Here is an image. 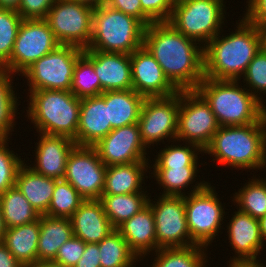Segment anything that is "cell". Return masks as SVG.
<instances>
[{
  "instance_id": "obj_1",
  "label": "cell",
  "mask_w": 266,
  "mask_h": 267,
  "mask_svg": "<svg viewBox=\"0 0 266 267\" xmlns=\"http://www.w3.org/2000/svg\"><path fill=\"white\" fill-rule=\"evenodd\" d=\"M143 45L179 91L195 90L204 79L203 47L169 22H153L145 27Z\"/></svg>"
},
{
  "instance_id": "obj_2",
  "label": "cell",
  "mask_w": 266,
  "mask_h": 267,
  "mask_svg": "<svg viewBox=\"0 0 266 267\" xmlns=\"http://www.w3.org/2000/svg\"><path fill=\"white\" fill-rule=\"evenodd\" d=\"M237 26L235 33L222 37L219 33L203 47L204 77L240 81L263 47L260 27L244 18Z\"/></svg>"
},
{
  "instance_id": "obj_3",
  "label": "cell",
  "mask_w": 266,
  "mask_h": 267,
  "mask_svg": "<svg viewBox=\"0 0 266 267\" xmlns=\"http://www.w3.org/2000/svg\"><path fill=\"white\" fill-rule=\"evenodd\" d=\"M204 153L218 164L238 169L266 167V114L249 125L219 127Z\"/></svg>"
},
{
  "instance_id": "obj_4",
  "label": "cell",
  "mask_w": 266,
  "mask_h": 267,
  "mask_svg": "<svg viewBox=\"0 0 266 267\" xmlns=\"http://www.w3.org/2000/svg\"><path fill=\"white\" fill-rule=\"evenodd\" d=\"M238 81L206 78L195 89L209 104L220 127L249 125L266 114V106Z\"/></svg>"
},
{
  "instance_id": "obj_5",
  "label": "cell",
  "mask_w": 266,
  "mask_h": 267,
  "mask_svg": "<svg viewBox=\"0 0 266 267\" xmlns=\"http://www.w3.org/2000/svg\"><path fill=\"white\" fill-rule=\"evenodd\" d=\"M28 118L36 131L75 139L79 125L81 99L71 91L38 90L29 92Z\"/></svg>"
},
{
  "instance_id": "obj_6",
  "label": "cell",
  "mask_w": 266,
  "mask_h": 267,
  "mask_svg": "<svg viewBox=\"0 0 266 267\" xmlns=\"http://www.w3.org/2000/svg\"><path fill=\"white\" fill-rule=\"evenodd\" d=\"M144 31L138 19L102 4L94 8L92 37L85 50L130 55L143 46Z\"/></svg>"
},
{
  "instance_id": "obj_7",
  "label": "cell",
  "mask_w": 266,
  "mask_h": 267,
  "mask_svg": "<svg viewBox=\"0 0 266 267\" xmlns=\"http://www.w3.org/2000/svg\"><path fill=\"white\" fill-rule=\"evenodd\" d=\"M224 0H180L174 3L168 21L177 31L204 47L224 24ZM225 12V13H224ZM204 43V44H203Z\"/></svg>"
},
{
  "instance_id": "obj_8",
  "label": "cell",
  "mask_w": 266,
  "mask_h": 267,
  "mask_svg": "<svg viewBox=\"0 0 266 267\" xmlns=\"http://www.w3.org/2000/svg\"><path fill=\"white\" fill-rule=\"evenodd\" d=\"M192 189L184 196L188 230L195 245L207 248L222 227L225 211L210 183L202 181Z\"/></svg>"
},
{
  "instance_id": "obj_9",
  "label": "cell",
  "mask_w": 266,
  "mask_h": 267,
  "mask_svg": "<svg viewBox=\"0 0 266 267\" xmlns=\"http://www.w3.org/2000/svg\"><path fill=\"white\" fill-rule=\"evenodd\" d=\"M83 51L84 49L77 46L60 44L35 61L22 73V77L28 79L27 85L30 88L28 91L48 89L70 91L74 67Z\"/></svg>"
},
{
  "instance_id": "obj_10",
  "label": "cell",
  "mask_w": 266,
  "mask_h": 267,
  "mask_svg": "<svg viewBox=\"0 0 266 267\" xmlns=\"http://www.w3.org/2000/svg\"><path fill=\"white\" fill-rule=\"evenodd\" d=\"M219 127L209 104L196 90H180L177 141L194 143L204 150Z\"/></svg>"
},
{
  "instance_id": "obj_11",
  "label": "cell",
  "mask_w": 266,
  "mask_h": 267,
  "mask_svg": "<svg viewBox=\"0 0 266 267\" xmlns=\"http://www.w3.org/2000/svg\"><path fill=\"white\" fill-rule=\"evenodd\" d=\"M60 43L45 19H23L9 61L2 67L22 74L35 61L47 55Z\"/></svg>"
},
{
  "instance_id": "obj_12",
  "label": "cell",
  "mask_w": 266,
  "mask_h": 267,
  "mask_svg": "<svg viewBox=\"0 0 266 267\" xmlns=\"http://www.w3.org/2000/svg\"><path fill=\"white\" fill-rule=\"evenodd\" d=\"M94 8L69 0H57L45 20L62 45L88 48L92 37Z\"/></svg>"
},
{
  "instance_id": "obj_13",
  "label": "cell",
  "mask_w": 266,
  "mask_h": 267,
  "mask_svg": "<svg viewBox=\"0 0 266 267\" xmlns=\"http://www.w3.org/2000/svg\"><path fill=\"white\" fill-rule=\"evenodd\" d=\"M148 200L153 210L157 250L195 245L190 237L185 215L184 196H163ZM155 203V204H154Z\"/></svg>"
},
{
  "instance_id": "obj_14",
  "label": "cell",
  "mask_w": 266,
  "mask_h": 267,
  "mask_svg": "<svg viewBox=\"0 0 266 267\" xmlns=\"http://www.w3.org/2000/svg\"><path fill=\"white\" fill-rule=\"evenodd\" d=\"M179 106L180 91L168 97L145 98L138 124L146 147L168 138L176 142Z\"/></svg>"
},
{
  "instance_id": "obj_15",
  "label": "cell",
  "mask_w": 266,
  "mask_h": 267,
  "mask_svg": "<svg viewBox=\"0 0 266 267\" xmlns=\"http://www.w3.org/2000/svg\"><path fill=\"white\" fill-rule=\"evenodd\" d=\"M106 165L91 146H75L66 163L68 181L84 200L100 199L104 190Z\"/></svg>"
},
{
  "instance_id": "obj_16",
  "label": "cell",
  "mask_w": 266,
  "mask_h": 267,
  "mask_svg": "<svg viewBox=\"0 0 266 267\" xmlns=\"http://www.w3.org/2000/svg\"><path fill=\"white\" fill-rule=\"evenodd\" d=\"M93 147L106 166L149 160L138 123L113 129Z\"/></svg>"
},
{
  "instance_id": "obj_17",
  "label": "cell",
  "mask_w": 266,
  "mask_h": 267,
  "mask_svg": "<svg viewBox=\"0 0 266 267\" xmlns=\"http://www.w3.org/2000/svg\"><path fill=\"white\" fill-rule=\"evenodd\" d=\"M132 89L145 98L168 97L179 90L165 76L161 66L143 45L130 54Z\"/></svg>"
},
{
  "instance_id": "obj_18",
  "label": "cell",
  "mask_w": 266,
  "mask_h": 267,
  "mask_svg": "<svg viewBox=\"0 0 266 267\" xmlns=\"http://www.w3.org/2000/svg\"><path fill=\"white\" fill-rule=\"evenodd\" d=\"M40 140L35 151V164L30 168L38 174L55 180L66 176V163L69 153L76 146L73 139L67 136L39 133Z\"/></svg>"
},
{
  "instance_id": "obj_19",
  "label": "cell",
  "mask_w": 266,
  "mask_h": 267,
  "mask_svg": "<svg viewBox=\"0 0 266 267\" xmlns=\"http://www.w3.org/2000/svg\"><path fill=\"white\" fill-rule=\"evenodd\" d=\"M234 213L227 225V233L230 246L237 256L230 261H258L257 256L265 246L260 233L259 219L240 210Z\"/></svg>"
},
{
  "instance_id": "obj_20",
  "label": "cell",
  "mask_w": 266,
  "mask_h": 267,
  "mask_svg": "<svg viewBox=\"0 0 266 267\" xmlns=\"http://www.w3.org/2000/svg\"><path fill=\"white\" fill-rule=\"evenodd\" d=\"M93 57L100 80V95L107 91L132 89L131 58L128 54L86 50Z\"/></svg>"
},
{
  "instance_id": "obj_21",
  "label": "cell",
  "mask_w": 266,
  "mask_h": 267,
  "mask_svg": "<svg viewBox=\"0 0 266 267\" xmlns=\"http://www.w3.org/2000/svg\"><path fill=\"white\" fill-rule=\"evenodd\" d=\"M112 130L105 100L100 95L81 98L76 145L93 147Z\"/></svg>"
},
{
  "instance_id": "obj_22",
  "label": "cell",
  "mask_w": 266,
  "mask_h": 267,
  "mask_svg": "<svg viewBox=\"0 0 266 267\" xmlns=\"http://www.w3.org/2000/svg\"><path fill=\"white\" fill-rule=\"evenodd\" d=\"M73 235L85 243H99L115 228L111 225L99 199L84 200L70 217Z\"/></svg>"
},
{
  "instance_id": "obj_23",
  "label": "cell",
  "mask_w": 266,
  "mask_h": 267,
  "mask_svg": "<svg viewBox=\"0 0 266 267\" xmlns=\"http://www.w3.org/2000/svg\"><path fill=\"white\" fill-rule=\"evenodd\" d=\"M116 230L124 237L131 251L139 259L143 255L144 257L148 255L150 251H157L153 210L149 204L124 221Z\"/></svg>"
},
{
  "instance_id": "obj_24",
  "label": "cell",
  "mask_w": 266,
  "mask_h": 267,
  "mask_svg": "<svg viewBox=\"0 0 266 267\" xmlns=\"http://www.w3.org/2000/svg\"><path fill=\"white\" fill-rule=\"evenodd\" d=\"M56 180L33 171L23 164L17 173L15 186L39 215H45L52 200Z\"/></svg>"
},
{
  "instance_id": "obj_25",
  "label": "cell",
  "mask_w": 266,
  "mask_h": 267,
  "mask_svg": "<svg viewBox=\"0 0 266 267\" xmlns=\"http://www.w3.org/2000/svg\"><path fill=\"white\" fill-rule=\"evenodd\" d=\"M100 96L108 104V123L112 129L138 123L145 97L134 89L107 91Z\"/></svg>"
},
{
  "instance_id": "obj_26",
  "label": "cell",
  "mask_w": 266,
  "mask_h": 267,
  "mask_svg": "<svg viewBox=\"0 0 266 267\" xmlns=\"http://www.w3.org/2000/svg\"><path fill=\"white\" fill-rule=\"evenodd\" d=\"M39 233L38 218L31 223L6 229L2 242L24 267H34L38 264Z\"/></svg>"
},
{
  "instance_id": "obj_27",
  "label": "cell",
  "mask_w": 266,
  "mask_h": 267,
  "mask_svg": "<svg viewBox=\"0 0 266 267\" xmlns=\"http://www.w3.org/2000/svg\"><path fill=\"white\" fill-rule=\"evenodd\" d=\"M149 162H133L129 164L106 167L105 184L102 195H120L144 192L141 189ZM145 173V174H144Z\"/></svg>"
},
{
  "instance_id": "obj_28",
  "label": "cell",
  "mask_w": 266,
  "mask_h": 267,
  "mask_svg": "<svg viewBox=\"0 0 266 267\" xmlns=\"http://www.w3.org/2000/svg\"><path fill=\"white\" fill-rule=\"evenodd\" d=\"M40 233L38 239V263L53 261L59 248L73 236L70 218L40 215Z\"/></svg>"
},
{
  "instance_id": "obj_29",
  "label": "cell",
  "mask_w": 266,
  "mask_h": 267,
  "mask_svg": "<svg viewBox=\"0 0 266 267\" xmlns=\"http://www.w3.org/2000/svg\"><path fill=\"white\" fill-rule=\"evenodd\" d=\"M146 192L101 196L104 212L115 229L148 204Z\"/></svg>"
},
{
  "instance_id": "obj_30",
  "label": "cell",
  "mask_w": 266,
  "mask_h": 267,
  "mask_svg": "<svg viewBox=\"0 0 266 267\" xmlns=\"http://www.w3.org/2000/svg\"><path fill=\"white\" fill-rule=\"evenodd\" d=\"M0 205L6 229L31 223L40 216L16 186L0 195Z\"/></svg>"
},
{
  "instance_id": "obj_31",
  "label": "cell",
  "mask_w": 266,
  "mask_h": 267,
  "mask_svg": "<svg viewBox=\"0 0 266 267\" xmlns=\"http://www.w3.org/2000/svg\"><path fill=\"white\" fill-rule=\"evenodd\" d=\"M101 267H134L138 257L115 229L98 243Z\"/></svg>"
},
{
  "instance_id": "obj_32",
  "label": "cell",
  "mask_w": 266,
  "mask_h": 267,
  "mask_svg": "<svg viewBox=\"0 0 266 267\" xmlns=\"http://www.w3.org/2000/svg\"><path fill=\"white\" fill-rule=\"evenodd\" d=\"M204 248L199 245L160 248L156 251L152 267H206Z\"/></svg>"
},
{
  "instance_id": "obj_33",
  "label": "cell",
  "mask_w": 266,
  "mask_h": 267,
  "mask_svg": "<svg viewBox=\"0 0 266 267\" xmlns=\"http://www.w3.org/2000/svg\"><path fill=\"white\" fill-rule=\"evenodd\" d=\"M70 91L80 99L100 95V80L94 70L93 57L85 49L76 61Z\"/></svg>"
},
{
  "instance_id": "obj_34",
  "label": "cell",
  "mask_w": 266,
  "mask_h": 267,
  "mask_svg": "<svg viewBox=\"0 0 266 267\" xmlns=\"http://www.w3.org/2000/svg\"><path fill=\"white\" fill-rule=\"evenodd\" d=\"M244 184L245 186L234 194L236 202L241 212L260 219L266 215V179H256L255 177Z\"/></svg>"
},
{
  "instance_id": "obj_35",
  "label": "cell",
  "mask_w": 266,
  "mask_h": 267,
  "mask_svg": "<svg viewBox=\"0 0 266 267\" xmlns=\"http://www.w3.org/2000/svg\"><path fill=\"white\" fill-rule=\"evenodd\" d=\"M198 167L170 166V169H154L152 173L157 183L164 188L163 196H185L182 190L195 181Z\"/></svg>"
},
{
  "instance_id": "obj_36",
  "label": "cell",
  "mask_w": 266,
  "mask_h": 267,
  "mask_svg": "<svg viewBox=\"0 0 266 267\" xmlns=\"http://www.w3.org/2000/svg\"><path fill=\"white\" fill-rule=\"evenodd\" d=\"M12 73L0 68V138H8L12 135L14 118L19 102L12 86ZM12 128V129H11Z\"/></svg>"
},
{
  "instance_id": "obj_37",
  "label": "cell",
  "mask_w": 266,
  "mask_h": 267,
  "mask_svg": "<svg viewBox=\"0 0 266 267\" xmlns=\"http://www.w3.org/2000/svg\"><path fill=\"white\" fill-rule=\"evenodd\" d=\"M83 201L84 198L68 181L56 180L52 200L45 215L70 218Z\"/></svg>"
},
{
  "instance_id": "obj_38",
  "label": "cell",
  "mask_w": 266,
  "mask_h": 267,
  "mask_svg": "<svg viewBox=\"0 0 266 267\" xmlns=\"http://www.w3.org/2000/svg\"><path fill=\"white\" fill-rule=\"evenodd\" d=\"M181 146L182 145L165 146V148L158 153V157L155 159V163L151 168L170 169V166H197V155L200 154L198 152H204V150L194 143L186 142V145Z\"/></svg>"
},
{
  "instance_id": "obj_39",
  "label": "cell",
  "mask_w": 266,
  "mask_h": 267,
  "mask_svg": "<svg viewBox=\"0 0 266 267\" xmlns=\"http://www.w3.org/2000/svg\"><path fill=\"white\" fill-rule=\"evenodd\" d=\"M23 18L16 10L0 8V68L10 59Z\"/></svg>"
},
{
  "instance_id": "obj_40",
  "label": "cell",
  "mask_w": 266,
  "mask_h": 267,
  "mask_svg": "<svg viewBox=\"0 0 266 267\" xmlns=\"http://www.w3.org/2000/svg\"><path fill=\"white\" fill-rule=\"evenodd\" d=\"M8 139L0 138V195L15 186L18 170L25 163L7 148Z\"/></svg>"
},
{
  "instance_id": "obj_41",
  "label": "cell",
  "mask_w": 266,
  "mask_h": 267,
  "mask_svg": "<svg viewBox=\"0 0 266 267\" xmlns=\"http://www.w3.org/2000/svg\"><path fill=\"white\" fill-rule=\"evenodd\" d=\"M243 80L247 84L244 86L249 87L247 90L249 92L251 91L250 93L263 104L262 97L260 99L258 96L259 92L266 93V50L263 47L248 64L247 70L243 75Z\"/></svg>"
},
{
  "instance_id": "obj_42",
  "label": "cell",
  "mask_w": 266,
  "mask_h": 267,
  "mask_svg": "<svg viewBox=\"0 0 266 267\" xmlns=\"http://www.w3.org/2000/svg\"><path fill=\"white\" fill-rule=\"evenodd\" d=\"M84 249L85 242L82 239L73 235L59 248L58 253L53 262H56L66 267H74L79 261V259L82 257Z\"/></svg>"
},
{
  "instance_id": "obj_43",
  "label": "cell",
  "mask_w": 266,
  "mask_h": 267,
  "mask_svg": "<svg viewBox=\"0 0 266 267\" xmlns=\"http://www.w3.org/2000/svg\"><path fill=\"white\" fill-rule=\"evenodd\" d=\"M57 0H20L17 12L23 19H45Z\"/></svg>"
},
{
  "instance_id": "obj_44",
  "label": "cell",
  "mask_w": 266,
  "mask_h": 267,
  "mask_svg": "<svg viewBox=\"0 0 266 267\" xmlns=\"http://www.w3.org/2000/svg\"><path fill=\"white\" fill-rule=\"evenodd\" d=\"M105 5L138 19L145 27L154 22L142 10L140 0H106Z\"/></svg>"
},
{
  "instance_id": "obj_45",
  "label": "cell",
  "mask_w": 266,
  "mask_h": 267,
  "mask_svg": "<svg viewBox=\"0 0 266 267\" xmlns=\"http://www.w3.org/2000/svg\"><path fill=\"white\" fill-rule=\"evenodd\" d=\"M142 10L154 22H168L172 15L174 3L171 0H140Z\"/></svg>"
},
{
  "instance_id": "obj_46",
  "label": "cell",
  "mask_w": 266,
  "mask_h": 267,
  "mask_svg": "<svg viewBox=\"0 0 266 267\" xmlns=\"http://www.w3.org/2000/svg\"><path fill=\"white\" fill-rule=\"evenodd\" d=\"M244 19L260 27L266 24V0H248Z\"/></svg>"
},
{
  "instance_id": "obj_47",
  "label": "cell",
  "mask_w": 266,
  "mask_h": 267,
  "mask_svg": "<svg viewBox=\"0 0 266 267\" xmlns=\"http://www.w3.org/2000/svg\"><path fill=\"white\" fill-rule=\"evenodd\" d=\"M99 254L97 243H85L82 257L74 267H101Z\"/></svg>"
},
{
  "instance_id": "obj_48",
  "label": "cell",
  "mask_w": 266,
  "mask_h": 267,
  "mask_svg": "<svg viewBox=\"0 0 266 267\" xmlns=\"http://www.w3.org/2000/svg\"><path fill=\"white\" fill-rule=\"evenodd\" d=\"M0 267H24L3 242H0Z\"/></svg>"
},
{
  "instance_id": "obj_49",
  "label": "cell",
  "mask_w": 266,
  "mask_h": 267,
  "mask_svg": "<svg viewBox=\"0 0 266 267\" xmlns=\"http://www.w3.org/2000/svg\"><path fill=\"white\" fill-rule=\"evenodd\" d=\"M229 267H266L263 263L260 264L259 261H244V262H237V261H230Z\"/></svg>"
},
{
  "instance_id": "obj_50",
  "label": "cell",
  "mask_w": 266,
  "mask_h": 267,
  "mask_svg": "<svg viewBox=\"0 0 266 267\" xmlns=\"http://www.w3.org/2000/svg\"><path fill=\"white\" fill-rule=\"evenodd\" d=\"M20 0H0V8L18 10Z\"/></svg>"
},
{
  "instance_id": "obj_51",
  "label": "cell",
  "mask_w": 266,
  "mask_h": 267,
  "mask_svg": "<svg viewBox=\"0 0 266 267\" xmlns=\"http://www.w3.org/2000/svg\"><path fill=\"white\" fill-rule=\"evenodd\" d=\"M73 2H78L87 6H90L92 8L99 7L102 4H105L106 0H69Z\"/></svg>"
},
{
  "instance_id": "obj_52",
  "label": "cell",
  "mask_w": 266,
  "mask_h": 267,
  "mask_svg": "<svg viewBox=\"0 0 266 267\" xmlns=\"http://www.w3.org/2000/svg\"><path fill=\"white\" fill-rule=\"evenodd\" d=\"M259 226H260V233H261L263 242L264 241L266 242V215H264L263 217L259 219Z\"/></svg>"
},
{
  "instance_id": "obj_53",
  "label": "cell",
  "mask_w": 266,
  "mask_h": 267,
  "mask_svg": "<svg viewBox=\"0 0 266 267\" xmlns=\"http://www.w3.org/2000/svg\"><path fill=\"white\" fill-rule=\"evenodd\" d=\"M34 267H66V266H63L53 261H44V262L38 263Z\"/></svg>"
},
{
  "instance_id": "obj_54",
  "label": "cell",
  "mask_w": 266,
  "mask_h": 267,
  "mask_svg": "<svg viewBox=\"0 0 266 267\" xmlns=\"http://www.w3.org/2000/svg\"><path fill=\"white\" fill-rule=\"evenodd\" d=\"M5 232H6V227L4 224L3 217H2L1 205H0V242L3 241Z\"/></svg>"
},
{
  "instance_id": "obj_55",
  "label": "cell",
  "mask_w": 266,
  "mask_h": 267,
  "mask_svg": "<svg viewBox=\"0 0 266 267\" xmlns=\"http://www.w3.org/2000/svg\"><path fill=\"white\" fill-rule=\"evenodd\" d=\"M261 33H262V44L263 48L266 50V24H262L260 26Z\"/></svg>"
},
{
  "instance_id": "obj_56",
  "label": "cell",
  "mask_w": 266,
  "mask_h": 267,
  "mask_svg": "<svg viewBox=\"0 0 266 267\" xmlns=\"http://www.w3.org/2000/svg\"><path fill=\"white\" fill-rule=\"evenodd\" d=\"M173 3L177 2V1H180V0H171Z\"/></svg>"
}]
</instances>
